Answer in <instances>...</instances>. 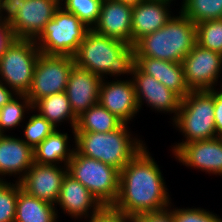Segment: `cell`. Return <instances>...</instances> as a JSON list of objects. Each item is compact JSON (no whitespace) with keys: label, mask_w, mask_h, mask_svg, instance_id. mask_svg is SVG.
<instances>
[{"label":"cell","mask_w":222,"mask_h":222,"mask_svg":"<svg viewBox=\"0 0 222 222\" xmlns=\"http://www.w3.org/2000/svg\"><path fill=\"white\" fill-rule=\"evenodd\" d=\"M75 65L103 79L132 76L136 64L135 48L125 41L89 29L74 55ZM122 75V76H121Z\"/></svg>","instance_id":"7a4b0ae2"},{"label":"cell","mask_w":222,"mask_h":222,"mask_svg":"<svg viewBox=\"0 0 222 222\" xmlns=\"http://www.w3.org/2000/svg\"><path fill=\"white\" fill-rule=\"evenodd\" d=\"M219 88H214V118L217 136L222 137V88Z\"/></svg>","instance_id":"d590c367"},{"label":"cell","mask_w":222,"mask_h":222,"mask_svg":"<svg viewBox=\"0 0 222 222\" xmlns=\"http://www.w3.org/2000/svg\"><path fill=\"white\" fill-rule=\"evenodd\" d=\"M184 80L190 91L212 90L221 79L222 54L197 43L184 57ZM220 77V78H219Z\"/></svg>","instance_id":"30bf717a"},{"label":"cell","mask_w":222,"mask_h":222,"mask_svg":"<svg viewBox=\"0 0 222 222\" xmlns=\"http://www.w3.org/2000/svg\"><path fill=\"white\" fill-rule=\"evenodd\" d=\"M102 80L101 76L88 70L76 65L73 67L65 92L77 117L98 103Z\"/></svg>","instance_id":"d6986e66"},{"label":"cell","mask_w":222,"mask_h":222,"mask_svg":"<svg viewBox=\"0 0 222 222\" xmlns=\"http://www.w3.org/2000/svg\"><path fill=\"white\" fill-rule=\"evenodd\" d=\"M33 163V148L22 138L0 134V181H7L6 176H17L13 181L20 182Z\"/></svg>","instance_id":"ac0fdd59"},{"label":"cell","mask_w":222,"mask_h":222,"mask_svg":"<svg viewBox=\"0 0 222 222\" xmlns=\"http://www.w3.org/2000/svg\"><path fill=\"white\" fill-rule=\"evenodd\" d=\"M172 205V203L169 205V209L173 212L175 222H222V218L219 215L204 208L179 207L178 209V207L172 208Z\"/></svg>","instance_id":"1f68e13d"},{"label":"cell","mask_w":222,"mask_h":222,"mask_svg":"<svg viewBox=\"0 0 222 222\" xmlns=\"http://www.w3.org/2000/svg\"><path fill=\"white\" fill-rule=\"evenodd\" d=\"M118 79L102 80L98 102L123 123L129 124L140 112L135 87L132 79Z\"/></svg>","instance_id":"4fadbf2b"},{"label":"cell","mask_w":222,"mask_h":222,"mask_svg":"<svg viewBox=\"0 0 222 222\" xmlns=\"http://www.w3.org/2000/svg\"><path fill=\"white\" fill-rule=\"evenodd\" d=\"M32 103L26 94H16L0 109V134H6L8 130L25 123V114L29 115ZM21 123V124H20ZM8 129V130H7Z\"/></svg>","instance_id":"484cf974"},{"label":"cell","mask_w":222,"mask_h":222,"mask_svg":"<svg viewBox=\"0 0 222 222\" xmlns=\"http://www.w3.org/2000/svg\"><path fill=\"white\" fill-rule=\"evenodd\" d=\"M40 53L35 40L14 38L0 58V83L15 94H27Z\"/></svg>","instance_id":"ba28073f"},{"label":"cell","mask_w":222,"mask_h":222,"mask_svg":"<svg viewBox=\"0 0 222 222\" xmlns=\"http://www.w3.org/2000/svg\"><path fill=\"white\" fill-rule=\"evenodd\" d=\"M145 146L121 170L113 207L132 217L169 208L171 197L155 158Z\"/></svg>","instance_id":"6da1fadb"},{"label":"cell","mask_w":222,"mask_h":222,"mask_svg":"<svg viewBox=\"0 0 222 222\" xmlns=\"http://www.w3.org/2000/svg\"><path fill=\"white\" fill-rule=\"evenodd\" d=\"M171 2L172 0H144L133 6L132 45L140 38L159 30L171 19Z\"/></svg>","instance_id":"ffe728a7"},{"label":"cell","mask_w":222,"mask_h":222,"mask_svg":"<svg viewBox=\"0 0 222 222\" xmlns=\"http://www.w3.org/2000/svg\"><path fill=\"white\" fill-rule=\"evenodd\" d=\"M122 124L119 118L98 102L77 118L75 132L108 133L118 129Z\"/></svg>","instance_id":"d4e9b609"},{"label":"cell","mask_w":222,"mask_h":222,"mask_svg":"<svg viewBox=\"0 0 222 222\" xmlns=\"http://www.w3.org/2000/svg\"><path fill=\"white\" fill-rule=\"evenodd\" d=\"M15 95L7 85L0 83V109Z\"/></svg>","instance_id":"74e56055"},{"label":"cell","mask_w":222,"mask_h":222,"mask_svg":"<svg viewBox=\"0 0 222 222\" xmlns=\"http://www.w3.org/2000/svg\"><path fill=\"white\" fill-rule=\"evenodd\" d=\"M131 77L135 87L139 111L145 103L159 113H173L171 120L176 117L181 104V98L176 93L168 89L153 76L143 73L136 65Z\"/></svg>","instance_id":"8fae6325"},{"label":"cell","mask_w":222,"mask_h":222,"mask_svg":"<svg viewBox=\"0 0 222 222\" xmlns=\"http://www.w3.org/2000/svg\"><path fill=\"white\" fill-rule=\"evenodd\" d=\"M135 222H175L173 212L167 208L158 212H146L135 217Z\"/></svg>","instance_id":"e575fe53"},{"label":"cell","mask_w":222,"mask_h":222,"mask_svg":"<svg viewBox=\"0 0 222 222\" xmlns=\"http://www.w3.org/2000/svg\"><path fill=\"white\" fill-rule=\"evenodd\" d=\"M68 174L82 183L99 202L113 205L119 192L120 171L99 160L86 157L76 149L67 164Z\"/></svg>","instance_id":"8992f818"},{"label":"cell","mask_w":222,"mask_h":222,"mask_svg":"<svg viewBox=\"0 0 222 222\" xmlns=\"http://www.w3.org/2000/svg\"><path fill=\"white\" fill-rule=\"evenodd\" d=\"M12 183V184H11ZM20 182L0 181V222H14Z\"/></svg>","instance_id":"4dcf8cb0"},{"label":"cell","mask_w":222,"mask_h":222,"mask_svg":"<svg viewBox=\"0 0 222 222\" xmlns=\"http://www.w3.org/2000/svg\"><path fill=\"white\" fill-rule=\"evenodd\" d=\"M172 125L183 135L182 142L172 145L174 154L183 144L213 139L217 136L214 118V88L190 91L183 99Z\"/></svg>","instance_id":"5b68a950"},{"label":"cell","mask_w":222,"mask_h":222,"mask_svg":"<svg viewBox=\"0 0 222 222\" xmlns=\"http://www.w3.org/2000/svg\"><path fill=\"white\" fill-rule=\"evenodd\" d=\"M180 12L195 24L222 18V0H182Z\"/></svg>","instance_id":"4316f807"},{"label":"cell","mask_w":222,"mask_h":222,"mask_svg":"<svg viewBox=\"0 0 222 222\" xmlns=\"http://www.w3.org/2000/svg\"><path fill=\"white\" fill-rule=\"evenodd\" d=\"M57 205L59 210L67 213L71 218L84 220L97 212L103 205L98 199L79 181L75 180L68 173L65 175L58 200L55 204L57 216Z\"/></svg>","instance_id":"2e32d148"},{"label":"cell","mask_w":222,"mask_h":222,"mask_svg":"<svg viewBox=\"0 0 222 222\" xmlns=\"http://www.w3.org/2000/svg\"><path fill=\"white\" fill-rule=\"evenodd\" d=\"M27 123L22 124V140L33 149L40 144L48 135L52 134L57 128L54 127L46 118L34 111ZM24 125V126H23Z\"/></svg>","instance_id":"f546056e"},{"label":"cell","mask_w":222,"mask_h":222,"mask_svg":"<svg viewBox=\"0 0 222 222\" xmlns=\"http://www.w3.org/2000/svg\"><path fill=\"white\" fill-rule=\"evenodd\" d=\"M178 14L159 30L140 38L133 45L135 55L182 63L197 43L196 24L180 11Z\"/></svg>","instance_id":"3957f363"},{"label":"cell","mask_w":222,"mask_h":222,"mask_svg":"<svg viewBox=\"0 0 222 222\" xmlns=\"http://www.w3.org/2000/svg\"><path fill=\"white\" fill-rule=\"evenodd\" d=\"M74 66V57L40 53L26 94L32 105L45 96L64 92Z\"/></svg>","instance_id":"9c48e42d"},{"label":"cell","mask_w":222,"mask_h":222,"mask_svg":"<svg viewBox=\"0 0 222 222\" xmlns=\"http://www.w3.org/2000/svg\"><path fill=\"white\" fill-rule=\"evenodd\" d=\"M123 123L118 129L108 132H75V149L82 155L113 166L119 171L145 146ZM134 136V137H133Z\"/></svg>","instance_id":"277c9868"},{"label":"cell","mask_w":222,"mask_h":222,"mask_svg":"<svg viewBox=\"0 0 222 222\" xmlns=\"http://www.w3.org/2000/svg\"><path fill=\"white\" fill-rule=\"evenodd\" d=\"M67 173V166L41 165L34 162L20 184L29 195L55 205Z\"/></svg>","instance_id":"9a60e30c"},{"label":"cell","mask_w":222,"mask_h":222,"mask_svg":"<svg viewBox=\"0 0 222 222\" xmlns=\"http://www.w3.org/2000/svg\"><path fill=\"white\" fill-rule=\"evenodd\" d=\"M133 6L115 0H103L93 30L132 45Z\"/></svg>","instance_id":"e0dca14e"},{"label":"cell","mask_w":222,"mask_h":222,"mask_svg":"<svg viewBox=\"0 0 222 222\" xmlns=\"http://www.w3.org/2000/svg\"><path fill=\"white\" fill-rule=\"evenodd\" d=\"M90 28L60 7L35 39L42 54L74 57Z\"/></svg>","instance_id":"52a82bcc"},{"label":"cell","mask_w":222,"mask_h":222,"mask_svg":"<svg viewBox=\"0 0 222 222\" xmlns=\"http://www.w3.org/2000/svg\"><path fill=\"white\" fill-rule=\"evenodd\" d=\"M135 65L143 73L153 76L168 89L176 93L181 99L190 92L184 80V68L182 63L136 56Z\"/></svg>","instance_id":"44dd1931"},{"label":"cell","mask_w":222,"mask_h":222,"mask_svg":"<svg viewBox=\"0 0 222 222\" xmlns=\"http://www.w3.org/2000/svg\"><path fill=\"white\" fill-rule=\"evenodd\" d=\"M14 38L9 24L0 20V58Z\"/></svg>","instance_id":"8d00e7d4"},{"label":"cell","mask_w":222,"mask_h":222,"mask_svg":"<svg viewBox=\"0 0 222 222\" xmlns=\"http://www.w3.org/2000/svg\"><path fill=\"white\" fill-rule=\"evenodd\" d=\"M89 222H135V218L117 210L112 205H104L87 218Z\"/></svg>","instance_id":"d6a6232c"},{"label":"cell","mask_w":222,"mask_h":222,"mask_svg":"<svg viewBox=\"0 0 222 222\" xmlns=\"http://www.w3.org/2000/svg\"><path fill=\"white\" fill-rule=\"evenodd\" d=\"M172 155L188 168L222 177V137L183 144Z\"/></svg>","instance_id":"5bb4252c"},{"label":"cell","mask_w":222,"mask_h":222,"mask_svg":"<svg viewBox=\"0 0 222 222\" xmlns=\"http://www.w3.org/2000/svg\"><path fill=\"white\" fill-rule=\"evenodd\" d=\"M196 41L201 47L222 54V18L197 23Z\"/></svg>","instance_id":"83f0119b"},{"label":"cell","mask_w":222,"mask_h":222,"mask_svg":"<svg viewBox=\"0 0 222 222\" xmlns=\"http://www.w3.org/2000/svg\"><path fill=\"white\" fill-rule=\"evenodd\" d=\"M33 111L46 118L56 128L65 121L70 123L75 144V127L78 117L74 114L65 91L39 99L32 105L30 112Z\"/></svg>","instance_id":"603a6c76"},{"label":"cell","mask_w":222,"mask_h":222,"mask_svg":"<svg viewBox=\"0 0 222 222\" xmlns=\"http://www.w3.org/2000/svg\"><path fill=\"white\" fill-rule=\"evenodd\" d=\"M60 0H25L9 24L15 38L35 40L60 8Z\"/></svg>","instance_id":"7c38bea8"},{"label":"cell","mask_w":222,"mask_h":222,"mask_svg":"<svg viewBox=\"0 0 222 222\" xmlns=\"http://www.w3.org/2000/svg\"><path fill=\"white\" fill-rule=\"evenodd\" d=\"M55 205L29 195L22 188L18 191L14 222H57Z\"/></svg>","instance_id":"cb8c5ba5"},{"label":"cell","mask_w":222,"mask_h":222,"mask_svg":"<svg viewBox=\"0 0 222 222\" xmlns=\"http://www.w3.org/2000/svg\"><path fill=\"white\" fill-rule=\"evenodd\" d=\"M115 1L122 2L124 4H128L131 6H135V5L143 2L144 0H115Z\"/></svg>","instance_id":"f35d334b"},{"label":"cell","mask_w":222,"mask_h":222,"mask_svg":"<svg viewBox=\"0 0 222 222\" xmlns=\"http://www.w3.org/2000/svg\"><path fill=\"white\" fill-rule=\"evenodd\" d=\"M103 0H60V6L76 15L90 29L96 24Z\"/></svg>","instance_id":"f1b7e54d"},{"label":"cell","mask_w":222,"mask_h":222,"mask_svg":"<svg viewBox=\"0 0 222 222\" xmlns=\"http://www.w3.org/2000/svg\"><path fill=\"white\" fill-rule=\"evenodd\" d=\"M58 129L48 135L33 149L35 163L67 166L75 151V145L70 149L71 146H69V143L71 142L69 141V134L62 133Z\"/></svg>","instance_id":"7402d4cb"},{"label":"cell","mask_w":222,"mask_h":222,"mask_svg":"<svg viewBox=\"0 0 222 222\" xmlns=\"http://www.w3.org/2000/svg\"><path fill=\"white\" fill-rule=\"evenodd\" d=\"M25 0H0V20L10 24L18 14V6Z\"/></svg>","instance_id":"836d02e7"}]
</instances>
